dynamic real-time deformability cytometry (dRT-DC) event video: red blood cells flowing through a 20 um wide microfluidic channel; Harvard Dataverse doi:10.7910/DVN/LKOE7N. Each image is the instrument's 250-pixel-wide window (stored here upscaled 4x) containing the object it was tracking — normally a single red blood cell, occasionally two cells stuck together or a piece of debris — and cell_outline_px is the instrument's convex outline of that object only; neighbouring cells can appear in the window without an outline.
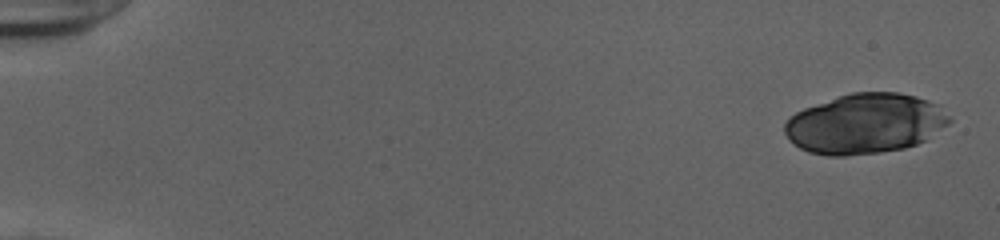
{"species": "human", "species_latin": "Homo sapiens", "temperature_condition": "cold", "stored_images_in_passage": 26, "camera_frame_rate_fps": 3000, "um_per_image_px": 0.085, "donor": {"sex": "female"}, "frame": {"image": 1, "passage_image": 1, "time_ms": 0.0, "image_size_px": [1000, 240], "cell_outline_px": [[952, 120], [948, 124], [928, 140], [904, 148], [880, 152], [844, 156], [828, 156], [808, 152], [800, 148], [788, 140], [784, 132], [784, 124], [796, 112], [804, 108], [852, 92], [900, 92], [916, 96], [940, 104]], "centroid_in_image_um": [73.57, 10.51], "position_along_channel_um": 11.4, "area_um2": 57.92}}
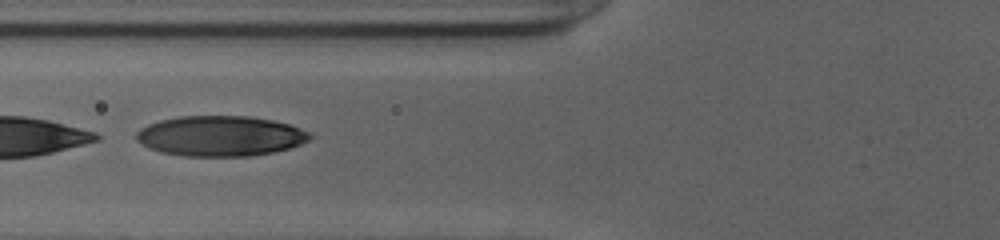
{"frame": {"image": 2, "passage_image": 22, "time_ms": 7.0, "image_size_px": [1000, 240], "cell_outline_px": [[312, 140], [288, 148], [272, 152], [252, 156], [184, 156], [160, 152], [148, 148], [136, 140], [136, 132], [140, 128], [148, 124], [160, 120], [180, 116], [252, 116], [272, 120], [288, 124], [300, 128], [308, 132], [312, 136]], "centroid_in_image_um": [18.71, 11.56], "position_along_channel_um": 107.1, "area_um2": 40.92}}